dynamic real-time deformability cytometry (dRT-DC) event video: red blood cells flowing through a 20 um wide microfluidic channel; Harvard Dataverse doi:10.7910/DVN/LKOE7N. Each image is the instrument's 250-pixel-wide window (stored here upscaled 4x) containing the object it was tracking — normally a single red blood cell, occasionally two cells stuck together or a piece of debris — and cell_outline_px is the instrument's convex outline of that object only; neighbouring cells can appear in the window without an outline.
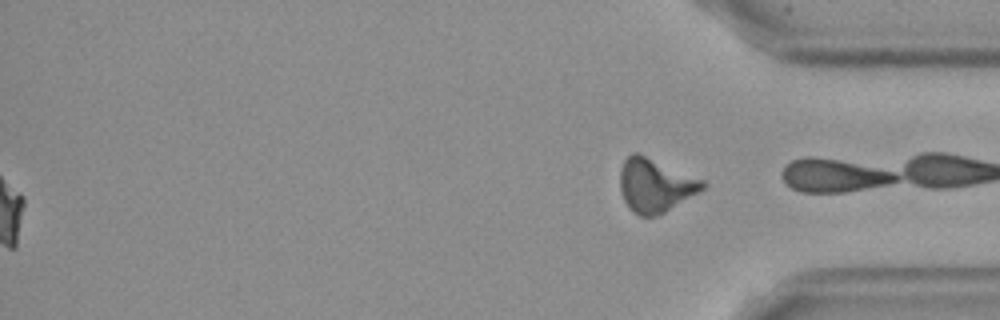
{"species": "Egyptian fruit bat (a non-hibernating species)", "species_latin": "Rousettus aegyptiacus", "temperature_condition": "cold", "stored_images_in_passage": 58, "segment_of_instrument_passage": [2, 2], "camera_frame_rate_fps": 3000, "um_per_image_px": 0.085, "frame": {"image": 1, "passage_image": 58, "time_ms": 19.0, "image_size_px": [1000, 320], "cell_outline_px": [[708, 184], [704, 188], [664, 212], [656, 216], [640, 216], [632, 212], [628, 208], [620, 192], [620, 168], [624, 160], [632, 152], [640, 152], [704, 180]], "centroid_in_image_um": [55.66, 15.72], "position_along_channel_um": 379.5, "area_um2": 25.95}}